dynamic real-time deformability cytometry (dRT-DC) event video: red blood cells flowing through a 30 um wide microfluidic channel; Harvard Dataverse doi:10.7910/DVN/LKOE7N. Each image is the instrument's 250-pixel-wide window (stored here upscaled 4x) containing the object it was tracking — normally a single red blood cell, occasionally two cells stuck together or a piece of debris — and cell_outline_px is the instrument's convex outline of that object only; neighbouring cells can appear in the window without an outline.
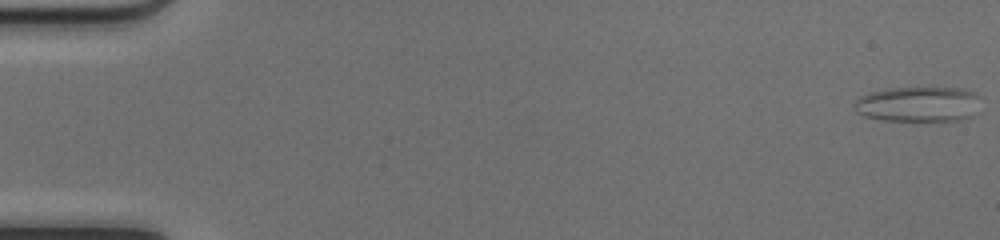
{"species": "common noctule bat (a hibernating species)", "species_latin": "Nyctalus noctula", "temperature_condition": "cold", "stored_images_in_passage": 51, "camera_frame_rate_fps": 3000, "um_per_image_px": 0.085, "animal": {"sex": "female", "body_mass_g": 17.0, "forearm_length_mm": 48.0}, "frame": {"image": 1, "passage_image": 1, "time_ms": 0.0, "image_size_px": [1000, 240], "cell_outline_px": [[980, 112], [976, 116], [960, 120], [880, 120], [864, 116], [856, 112], [852, 108], [852, 104], [860, 96], [868, 92], [888, 88], [964, 88], [976, 92], [980, 96]], "centroid_in_image_um": [78.1, 8.85], "position_along_channel_um": 6.9, "area_um2": 26.65}}
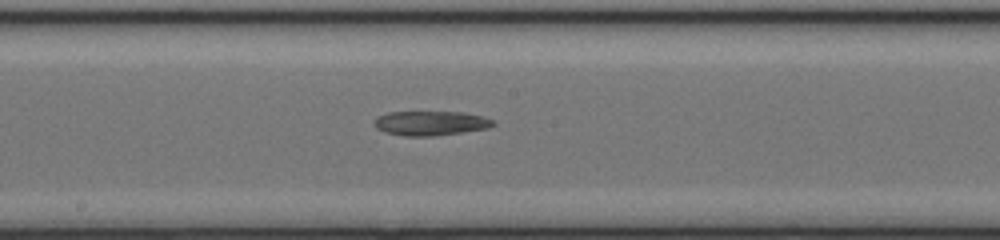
{"frame": {"image": 2, "passage_image": 28, "time_ms": 9.0, "image_size_px": [1000, 240], "cell_outline_px": [[496, 124], [488, 128], [432, 136], [404, 136], [384, 132], [376, 128], [372, 124], [372, 120], [376, 116], [388, 112], [464, 112], [484, 116], [496, 120]], "centroid_in_image_um": [36.57, 10.46], "position_along_channel_um": 211.6, "area_um2": 17.22}}
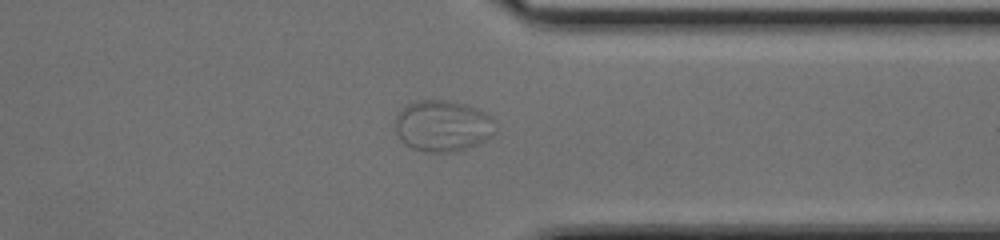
{"frame": {"image": 3, "passage_image": 40, "time_ms": 13.0, "image_size_px": [1000, 240], "cell_outline_px": [[496, 132], [492, 136], [476, 144], [452, 152], [424, 152], [412, 148], [404, 144], [400, 140], [396, 132], [396, 112], [404, 104], [416, 100], [448, 100], [468, 104], [492, 116]], "centroid_in_image_um": [37.59, 10.67], "position_along_channel_um": 373.8, "area_um2": 30.35}}